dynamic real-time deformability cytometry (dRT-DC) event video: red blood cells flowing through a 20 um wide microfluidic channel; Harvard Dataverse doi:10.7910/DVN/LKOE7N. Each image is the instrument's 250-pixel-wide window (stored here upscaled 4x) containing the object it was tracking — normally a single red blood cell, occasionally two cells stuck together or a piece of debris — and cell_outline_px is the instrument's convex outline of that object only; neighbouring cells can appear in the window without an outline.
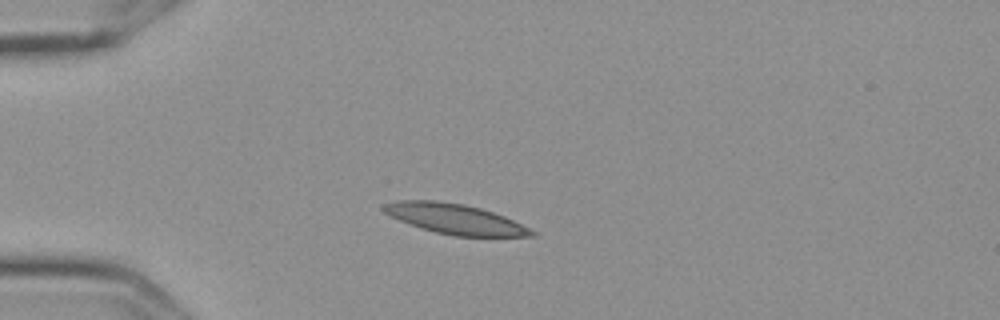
{"species": "Egyptian fruit bat (a non-hibernating species)", "species_latin": "Rousettus aegyptiacus", "temperature_condition": "cold", "stored_images_in_passage": 11, "camera_frame_rate_fps": 3000, "um_per_image_px": 0.085, "frame": {"image": 1, "passage_image": 2, "time_ms": 0.333, "image_size_px": [1000, 320], "cell_outline_px": [[536, 236], [456, 236], [436, 232], [420, 228], [400, 220], [384, 212], [380, 208], [384, 204], [396, 200], [436, 200], [464, 204], [480, 208], [504, 216], [536, 232]], "centroid_in_image_um": [38.64, 18.6], "position_along_channel_um": 46.4, "area_um2": 25.72}}
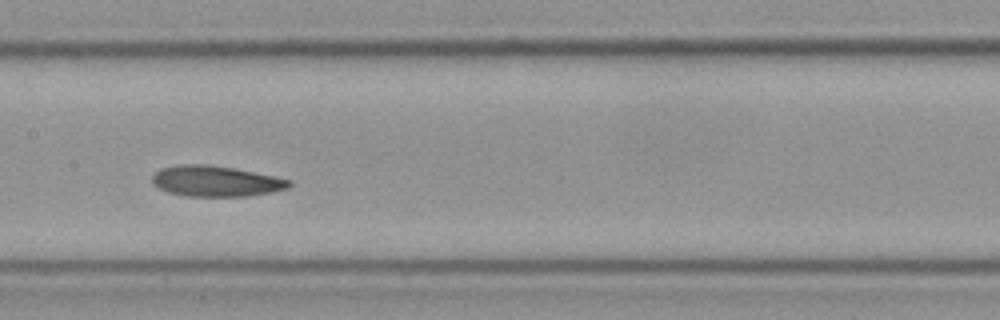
{"frame": {"image": 2, "passage_image": 6, "time_ms": 1.667, "image_size_px": [1000, 320], "cell_outline_px": [[292, 184], [288, 188], [248, 196], [188, 196], [168, 192], [152, 184], [152, 176], [160, 168], [180, 164], [208, 164], [232, 168], [276, 176], [292, 180]], "centroid_in_image_um": [18.34, 15.39], "position_along_channel_um": 189.1, "area_um2": 24.45}}
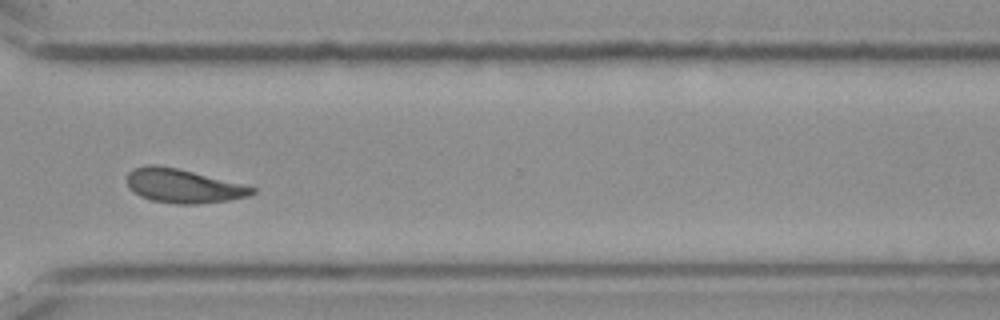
{"frame": {"image": 3, "passage_image": 10, "time_ms": 3.0, "image_size_px": [1000, 320], "cell_outline_px": [[256, 192], [248, 196], [228, 200], [196, 204], [176, 204], [152, 200], [140, 196], [128, 188], [128, 172], [132, 168], [144, 164], [156, 164], [176, 168], [256, 188]], "centroid_in_image_um": [15.5, 15.8], "position_along_channel_um": 355.1, "area_um2": 24.45}}